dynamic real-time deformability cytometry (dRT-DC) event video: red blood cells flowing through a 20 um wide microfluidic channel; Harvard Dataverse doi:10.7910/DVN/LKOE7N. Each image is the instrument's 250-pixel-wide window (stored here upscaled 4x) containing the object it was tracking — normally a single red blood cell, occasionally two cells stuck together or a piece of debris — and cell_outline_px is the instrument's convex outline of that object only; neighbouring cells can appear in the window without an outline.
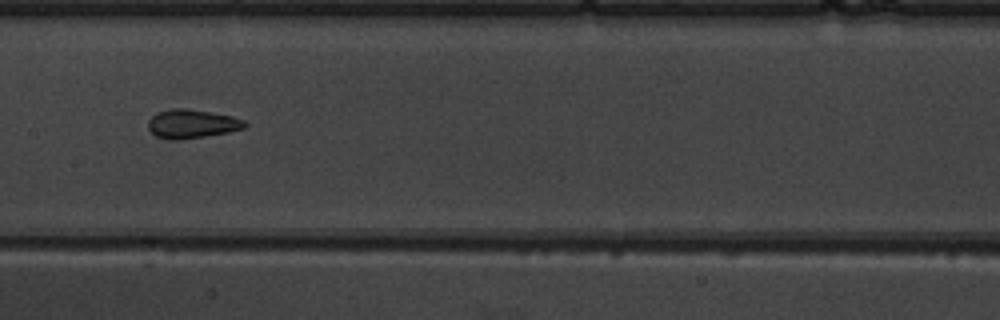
{"species": "common noctule bat (a hibernating species)", "species_latin": "Nyctalus noctula", "temperature_condition": "warm", "stored_images_in_passage": 8, "camera_frame_rate_fps": 3000, "um_per_image_px": 0.085, "animal": {"sex": "male", "body_mass_g": 19.5, "forearm_length_mm": 54.6}, "frame": {"image": 1, "passage_image": 7, "time_ms": 8.0, "image_size_px": [1000, 320], "cell_outline_px": [[248, 124], [244, 128], [228, 132], [204, 136], [176, 140], [172, 140], [156, 136], [148, 128], [148, 120], [156, 112], [172, 108], [188, 108], [232, 116], [244, 120]], "centroid_in_image_um": [16.3, 10.51], "position_along_channel_um": 191.1, "area_um2": 16.18}}
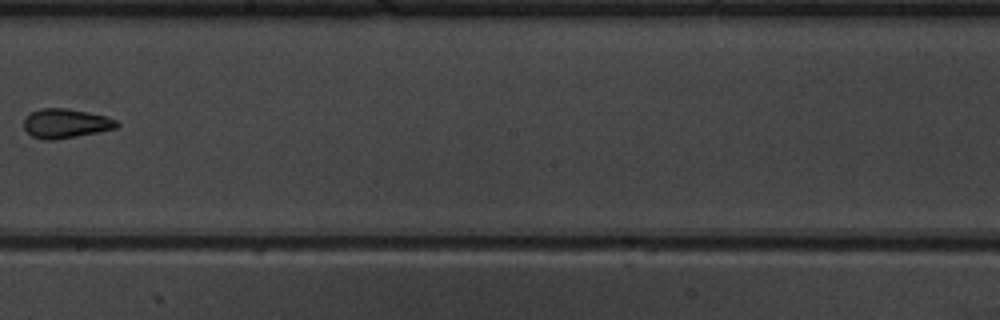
{"frame": {"image": 2, "passage_image": 8, "time_ms": 9.333, "image_size_px": [1000, 320], "cell_outline_px": [[120, 124], [116, 128], [56, 140], [44, 140], [32, 136], [24, 128], [24, 120], [32, 112], [40, 108], [68, 108], [104, 116], [116, 120]], "centroid_in_image_um": [5.57, 10.49], "position_along_channel_um": 242.6, "area_um2": 15.66}}